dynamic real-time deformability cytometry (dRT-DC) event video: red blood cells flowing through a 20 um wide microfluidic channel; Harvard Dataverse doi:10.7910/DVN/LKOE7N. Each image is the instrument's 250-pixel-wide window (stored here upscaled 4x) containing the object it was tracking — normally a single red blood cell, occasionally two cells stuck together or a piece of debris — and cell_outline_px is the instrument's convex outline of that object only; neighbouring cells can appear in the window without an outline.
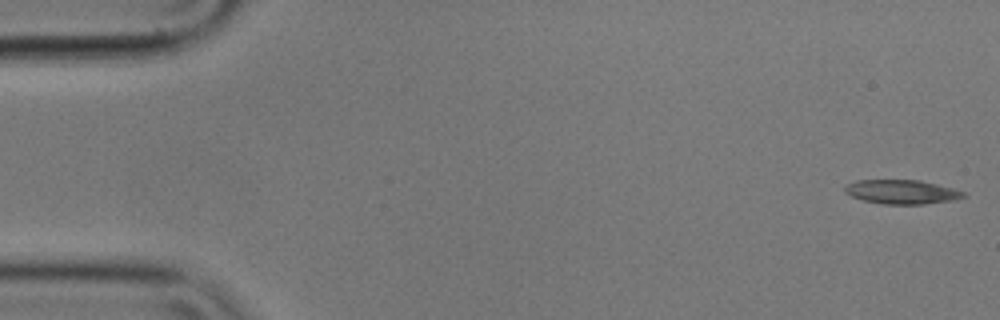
{"species": "common noctule bat (a hibernating species)", "species_latin": "Nyctalus noctula", "temperature_condition": "cold", "stored_images_in_passage": 55, "camera_frame_rate_fps": 3000, "um_per_image_px": 0.085, "animal": {"sex": "male", "body_mass_g": 17.9}, "frame": {"image": 1, "passage_image": 1, "time_ms": 0.0, "image_size_px": [1000, 320], "cell_outline_px": [[968, 196], [956, 200], [924, 204], [880, 204], [864, 200], [852, 196], [844, 192], [844, 188], [848, 184], [856, 180], [920, 180], [952, 188], [964, 192]], "centroid_in_image_um": [76.68, 16.31], "position_along_channel_um": 8.3, "area_um2": 16.7}}
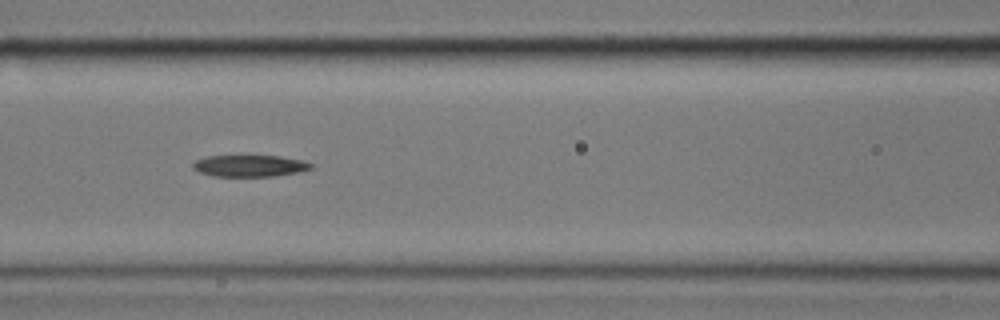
{"frame": {"image": 2, "passage_image": 23, "time_ms": 7.333, "image_size_px": [1000, 320], "cell_outline_px": [[312, 168], [296, 172], [272, 176], [212, 176], [200, 172], [192, 168], [192, 164], [196, 160], [208, 156], [280, 156], [300, 160], [312, 164]], "centroid_in_image_um": [21.17, 14.09], "position_along_channel_um": 145.4, "area_um2": 14.62}}
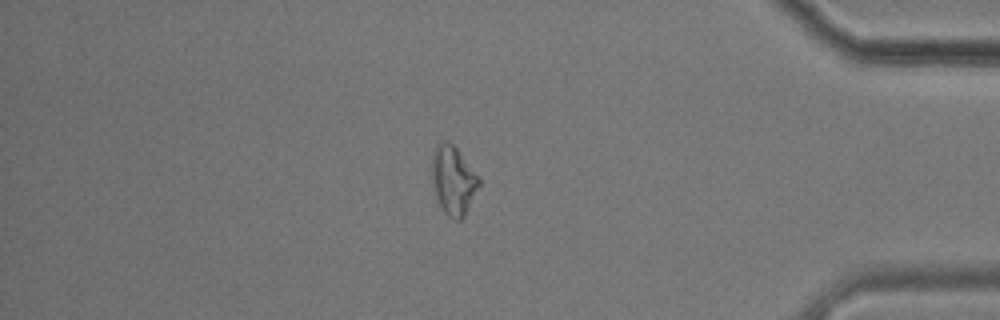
{"frame": {"image": 3, "passage_image": 47, "time_ms": 15.333, "image_size_px": [1000, 320], "cell_outline_px": [[480, 184], [464, 216], [460, 220], [452, 220], [444, 212], [436, 200], [432, 180], [432, 156], [436, 144], [440, 140], [448, 140], [456, 148], [480, 180]], "centroid_in_image_um": [38.49, 15.33], "position_along_channel_um": 396.7, "area_um2": 18.73}, "authors_computed_cell_mechanics": {"area_um2": 16.6464, "velocity_mm_per_s": 3.5591, "shape_relaxation_time_tau1_ms": null, "shape_relaxation_time_tau2_ms": 4.0481, "deformation_change_tau1": null, "deformation_change_tau2": 0.1579}}